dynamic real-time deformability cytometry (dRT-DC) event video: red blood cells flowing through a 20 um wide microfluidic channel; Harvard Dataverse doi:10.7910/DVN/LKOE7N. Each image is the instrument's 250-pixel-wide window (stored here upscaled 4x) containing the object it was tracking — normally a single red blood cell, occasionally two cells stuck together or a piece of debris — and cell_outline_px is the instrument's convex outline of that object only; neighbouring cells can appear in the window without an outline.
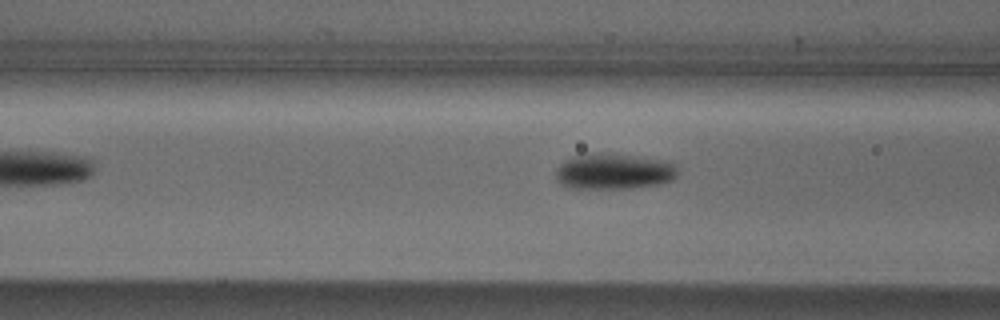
{"species": "Egyptian fruit bat (a non-hibernating species)", "species_latin": "Rousettus aegyptiacus", "temperature_condition": "cold", "stored_images_in_passage": 4, "camera_frame_rate_fps": 3000, "um_per_image_px": 0.085, "animal": {"sex": "male"}, "frame": {"image": 1, "passage_image": 3, "time_ms": 2.333, "image_size_px": [1000, 320], "cell_outline_px": [[676, 176], [672, 180], [660, 184], [628, 188], [572, 188], [556, 180], [556, 168], [564, 160], [572, 156], [592, 152], [604, 152], [660, 160], [676, 164]], "centroid_in_image_um": [52.13, 14.56], "position_along_channel_um": 114.5, "area_um2": 25.37}}
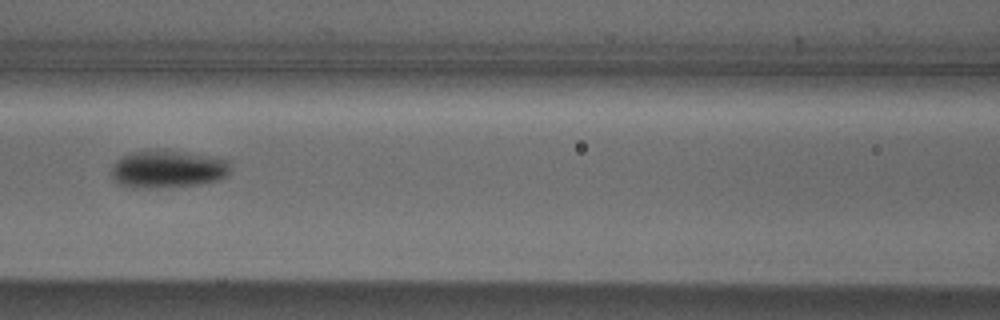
{"frame": {"image": 2, "passage_image": 4, "time_ms": 3.333, "image_size_px": [1000, 320], "cell_outline_px": [[228, 172], [224, 176], [216, 180], [200, 184], [156, 188], [128, 188], [116, 184], [112, 180], [112, 164], [120, 156], [132, 152], [148, 148], [168, 148], [228, 160]], "centroid_in_image_um": [14.13, 14.35], "position_along_channel_um": 152.5, "area_um2": 26.82}}